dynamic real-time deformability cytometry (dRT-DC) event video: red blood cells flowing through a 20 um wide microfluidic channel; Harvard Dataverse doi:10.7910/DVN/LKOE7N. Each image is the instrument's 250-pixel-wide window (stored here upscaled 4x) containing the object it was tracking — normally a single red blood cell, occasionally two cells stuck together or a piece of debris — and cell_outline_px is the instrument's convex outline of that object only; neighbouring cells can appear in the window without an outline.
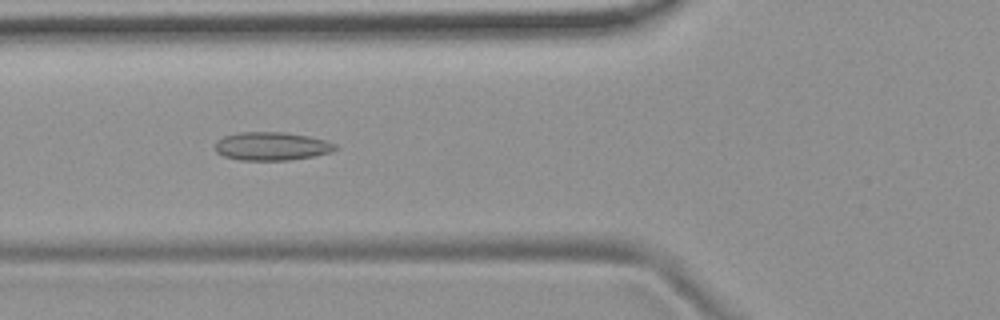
{"species": "common noctule bat (a hibernating species)", "species_latin": "Nyctalus noctula", "temperature_condition": "room temperature", "stored_images_in_passage": 52, "camera_frame_rate_fps": 3000, "um_per_image_px": 0.085, "animal": {"sex": "female", "body_mass_g": 19.9}, "frame": {"image": 1, "passage_image": 18, "time_ms": 5.667, "image_size_px": [1000, 320], "cell_outline_px": [[340, 148], [332, 152], [312, 156], [288, 160], [240, 160], [224, 156], [216, 152], [216, 140], [224, 136], [240, 132], [284, 132], [308, 136], [324, 140], [336, 144]], "centroid_in_image_um": [23.1, 12.43], "position_along_channel_um": 102.7, "area_um2": 19.83}}
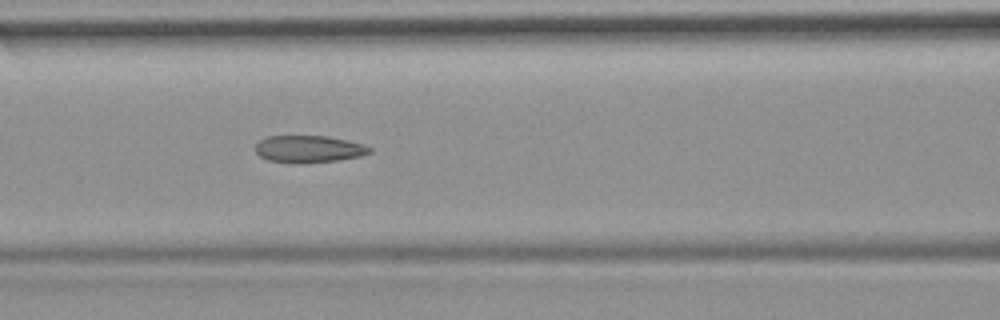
{"frame": {"image": 2, "passage_image": 21, "time_ms": 6.667, "image_size_px": [1000, 320], "cell_outline_px": [[372, 152], [360, 156], [340, 160], [296, 164], [268, 160], [260, 156], [256, 152], [256, 144], [260, 140], [268, 136], [328, 136], [348, 140], [364, 144], [372, 148]], "centroid_in_image_um": [26.27, 12.67], "position_along_channel_um": 140.3, "area_um2": 18.21}}
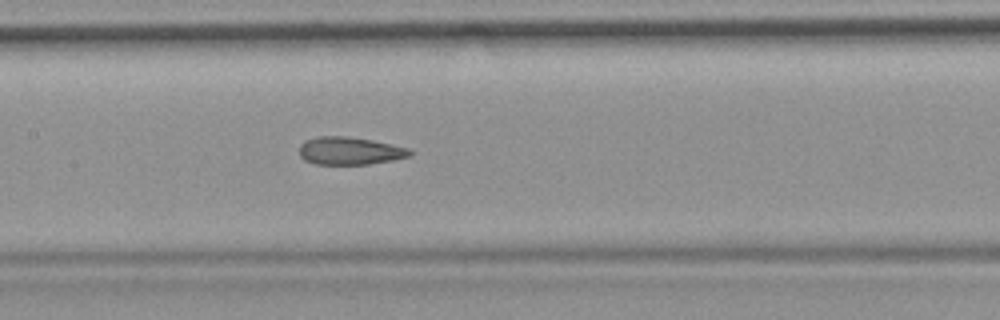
{"frame": {"image": 3, "passage_image": 24, "time_ms": 7.667, "image_size_px": [1000, 320], "cell_outline_px": [[412, 152], [408, 156], [392, 160], [368, 164], [316, 164], [304, 160], [300, 156], [300, 144], [308, 140], [320, 136], [348, 136], [372, 140], [412, 148]], "centroid_in_image_um": [29.75, 12.82], "position_along_channel_um": 177.6, "area_um2": 17.8}, "authors_computed_cell_mechanics": {"area_um2": 19.074, "velocity_mm_per_s": 3.7416, "shape_relaxation_time_tau1_ms": null, "shape_relaxation_time_tau2_ms": 3.4634, "deformation_change_tau1": null, "deformation_change_tau2": 0.1238}}